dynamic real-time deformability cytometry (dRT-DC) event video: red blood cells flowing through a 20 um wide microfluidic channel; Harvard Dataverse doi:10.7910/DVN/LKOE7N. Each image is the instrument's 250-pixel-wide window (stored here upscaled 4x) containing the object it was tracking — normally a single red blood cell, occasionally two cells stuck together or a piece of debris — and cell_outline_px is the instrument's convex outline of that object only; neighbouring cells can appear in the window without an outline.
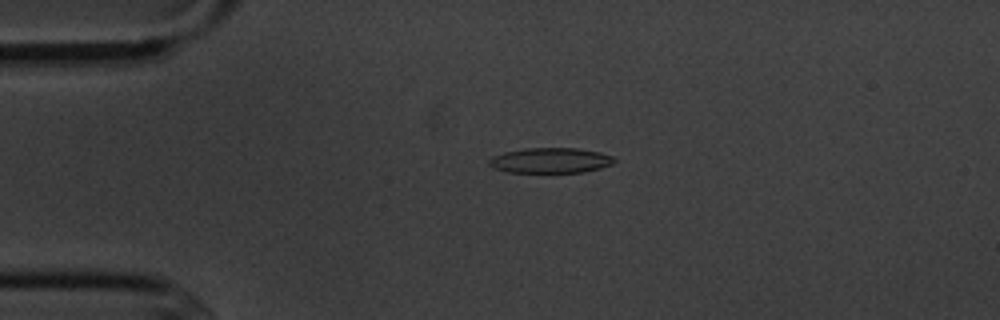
{"species": "common noctule bat (a hibernating species)", "species_latin": "Nyctalus noctula", "temperature_condition": "cold", "stored_images_in_passage": 4, "camera_frame_rate_fps": 3000, "um_per_image_px": 0.085, "animal": {"sex": "male", "body_mass_g": 20.1, "forearm_length_mm": 53.5}, "frame": {"image": 1, "passage_image": 3, "time_ms": 2.333, "image_size_px": [1000, 320], "cell_outline_px": [[616, 160], [612, 164], [600, 168], [584, 172], [508, 172], [492, 168], [488, 164], [488, 160], [492, 156], [504, 152], [524, 148], [576, 148], [600, 152], [612, 156]], "centroid_in_image_um": [46.76, 13.63], "position_along_channel_um": 38.2, "area_um2": 18.5}}